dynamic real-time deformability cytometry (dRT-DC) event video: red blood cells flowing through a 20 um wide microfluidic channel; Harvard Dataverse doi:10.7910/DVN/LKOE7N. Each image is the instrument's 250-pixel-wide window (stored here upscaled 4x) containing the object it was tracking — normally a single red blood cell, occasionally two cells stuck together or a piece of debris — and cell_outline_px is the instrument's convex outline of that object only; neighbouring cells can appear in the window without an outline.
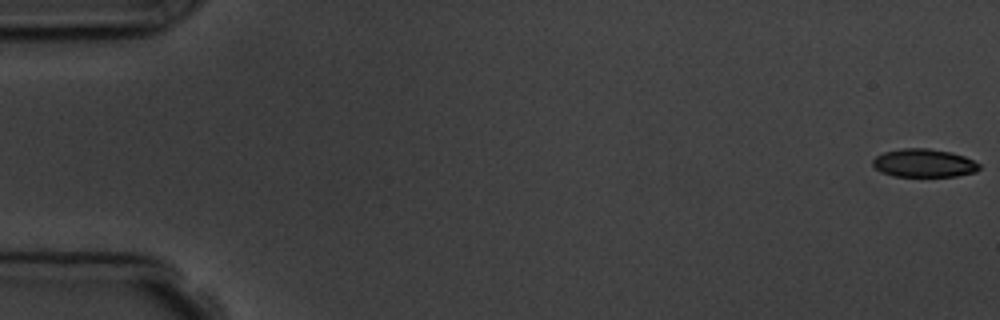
{"species": "common noctule bat (a hibernating species)", "species_latin": "Nyctalus noctula", "temperature_condition": "room temperature", "stored_images_in_passage": 7, "camera_frame_rate_fps": 3000, "um_per_image_px": 0.085, "animal": {"sex": "male", "body_mass_g": 19.5, "forearm_length_mm": 54.6}, "frame": {"image": 1, "passage_image": 1, "time_ms": 0.0, "image_size_px": [1000, 320], "cell_outline_px": [[980, 168], [976, 172], [956, 176], [892, 176], [880, 172], [872, 164], [872, 160], [876, 156], [884, 152], [904, 148], [928, 148], [952, 152], [964, 156], [980, 164]], "centroid_in_image_um": [78.53, 13.86], "position_along_channel_um": 6.5, "area_um2": 17.57}}